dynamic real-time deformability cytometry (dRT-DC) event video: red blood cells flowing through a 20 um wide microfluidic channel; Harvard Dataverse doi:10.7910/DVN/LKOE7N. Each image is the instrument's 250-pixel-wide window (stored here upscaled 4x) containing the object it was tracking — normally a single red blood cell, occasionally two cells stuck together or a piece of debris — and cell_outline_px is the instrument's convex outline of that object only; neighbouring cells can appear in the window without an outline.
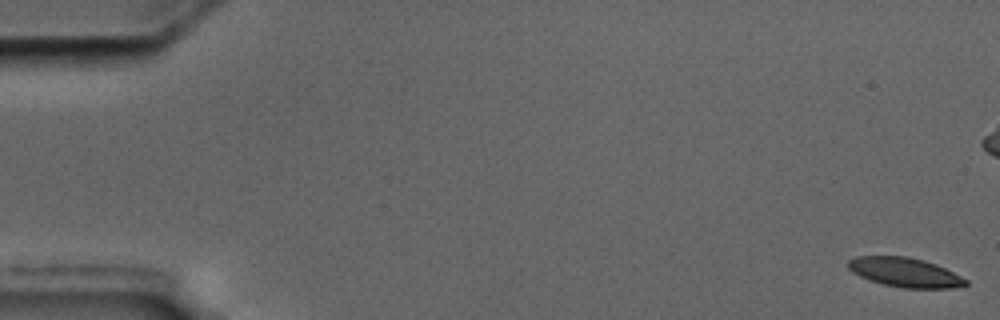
{"species": "common noctule bat (a hibernating species)", "species_latin": "Nyctalus noctula", "temperature_condition": "cold", "stored_images_in_passage": 58, "camera_frame_rate_fps": 3000, "um_per_image_px": 0.085, "animal": {"sex": "male", "body_mass_g": 17.5, "forearm_length_mm": 52.3}, "frame": {"image": 1, "passage_image": 1, "time_ms": 0.0, "image_size_px": [1000, 320], "cell_outline_px": [[968, 284], [952, 288], [904, 288], [884, 284], [868, 280], [852, 272], [848, 268], [848, 260], [856, 256], [908, 256], [924, 260], [936, 264], [968, 280]], "centroid_in_image_um": [76.9, 23.14], "position_along_channel_um": 8.1, "area_um2": 20.06}}
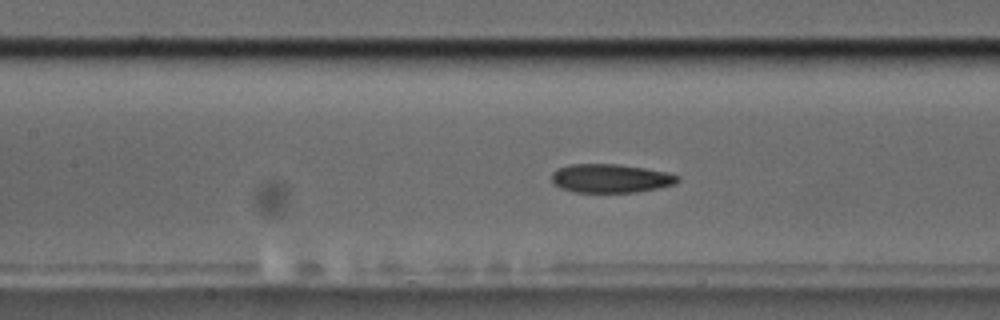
{"frame": {"image": 2, "passage_image": 26, "time_ms": 8.333, "image_size_px": [1000, 320], "cell_outline_px": [[680, 180], [676, 184], [636, 192], [576, 192], [560, 188], [552, 184], [552, 172], [556, 168], [568, 164], [620, 164], [668, 172], [680, 176]], "centroid_in_image_um": [51.88, 15.15], "position_along_channel_um": 155.5, "area_um2": 21.27}}
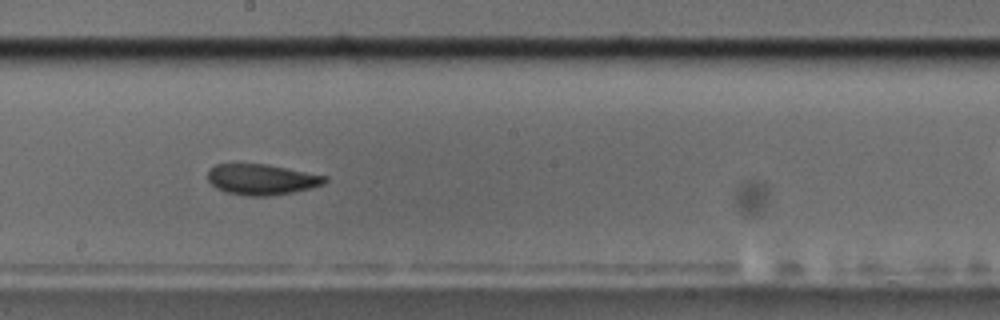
{"frame": {"image": 3, "passage_image": 32, "time_ms": 10.333, "image_size_px": [1000, 320], "cell_outline_px": [[328, 180], [324, 184], [312, 188], [272, 196], [248, 196], [224, 192], [216, 188], [208, 180], [208, 168], [216, 164], [268, 164], [328, 176]], "centroid_in_image_um": [22.25, 15.25], "position_along_channel_um": 225.9, "area_um2": 21.21}, "authors_computed_cell_mechanics": {"area_um2": 21.5594, "velocity_mm_per_s": 3.5494, "shape_relaxation_time_tau1_ms": 6.9968, "shape_relaxation_time_tau2_ms": 3.6434, "deformation_change_tau1": 0.1645, "deformation_change_tau2": 0.073}}